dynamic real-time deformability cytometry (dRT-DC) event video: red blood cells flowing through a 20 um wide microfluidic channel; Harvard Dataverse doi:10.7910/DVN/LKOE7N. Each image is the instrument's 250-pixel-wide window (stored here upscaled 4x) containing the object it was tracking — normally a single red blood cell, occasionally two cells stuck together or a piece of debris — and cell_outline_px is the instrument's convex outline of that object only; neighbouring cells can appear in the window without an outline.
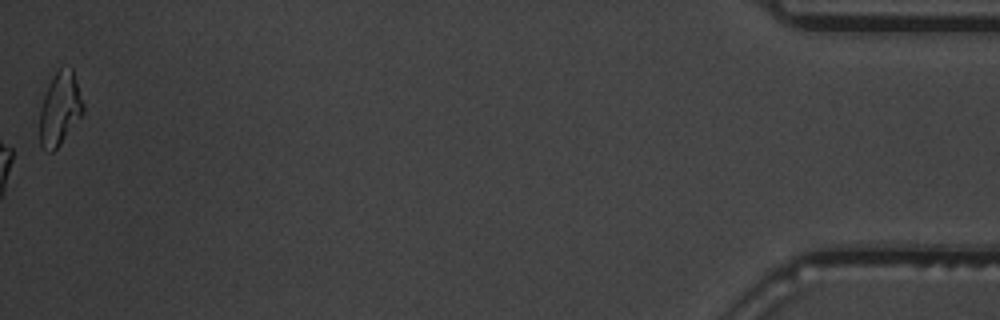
{"species": "common noctule bat (a hibernating species)", "species_latin": "Nyctalus noctula", "temperature_condition": "warm", "stored_images_in_passage": 53, "camera_frame_rate_fps": 3000, "um_per_image_px": 0.085, "animal": {"sex": "male", "body_mass_g": 19.5, "forearm_length_mm": 54.6}, "frame": {"image": 1, "passage_image": 53, "time_ms": 17.333, "image_size_px": [1000, 320], "cell_outline_px": [[84, 112], [60, 144], [52, 152], [48, 152], [40, 144], [40, 108], [48, 84], [52, 76], [60, 68], [72, 68], [84, 104]], "centroid_in_image_um": [5.09, 9.24], "position_along_channel_um": 430.1, "area_um2": 18.32}, "authors_computed_cell_mechanics": {"area_um2": 18.6116, "velocity_mm_per_s": 3.7637, "shape_relaxation_time_tau1_ms": 3.9026, "shape_relaxation_time_tau2_ms": 3.0663, "deformation_change_tau1": 0.1599, "deformation_change_tau2": 0.1014}}